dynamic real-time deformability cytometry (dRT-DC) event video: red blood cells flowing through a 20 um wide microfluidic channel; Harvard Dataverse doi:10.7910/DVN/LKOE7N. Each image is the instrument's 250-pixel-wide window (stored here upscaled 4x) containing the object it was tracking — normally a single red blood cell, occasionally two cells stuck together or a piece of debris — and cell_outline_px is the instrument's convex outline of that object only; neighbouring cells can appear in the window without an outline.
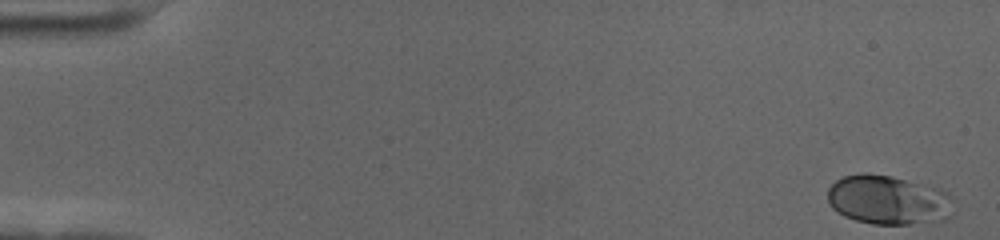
{"species": "human", "species_latin": "Homo sapiens", "temperature_condition": "cold", "stored_images_in_passage": 57, "camera_frame_rate_fps": 3000, "um_per_image_px": 0.085, "donor": {"sex": "female"}, "frame": {"image": 1, "passage_image": 1, "time_ms": 0.0, "image_size_px": [1000, 240], "cell_outline_px": [[952, 216], [944, 220], [908, 224], [872, 224], [856, 220], [844, 216], [836, 212], [832, 208], [828, 200], [828, 188], [836, 180], [844, 176], [864, 172], [892, 176], [940, 188], [948, 192], [952, 196]], "centroid_in_image_um": [75.52, 16.99], "position_along_channel_um": 9.5, "area_um2": 36.53}}
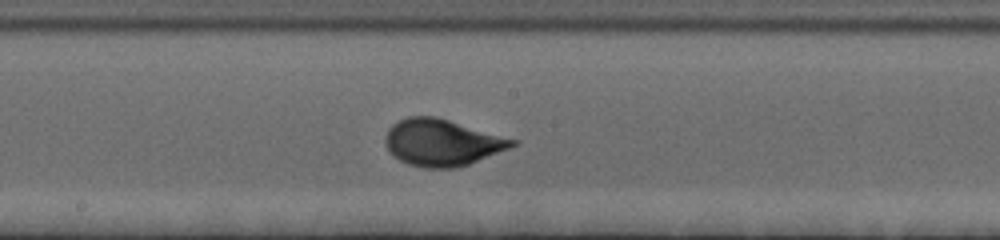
{"frame": {"image": 2, "passage_image": 31, "time_ms": 10.0, "image_size_px": [1000, 240], "cell_outline_px": [[520, 140], [516, 144], [508, 148], [468, 164], [456, 168], [424, 168], [408, 164], [400, 160], [388, 148], [384, 140], [388, 128], [392, 124], [408, 116], [436, 116]], "centroid_in_image_um": [37.58, 12.1], "position_along_channel_um": 210.6, "area_um2": 34.39}}
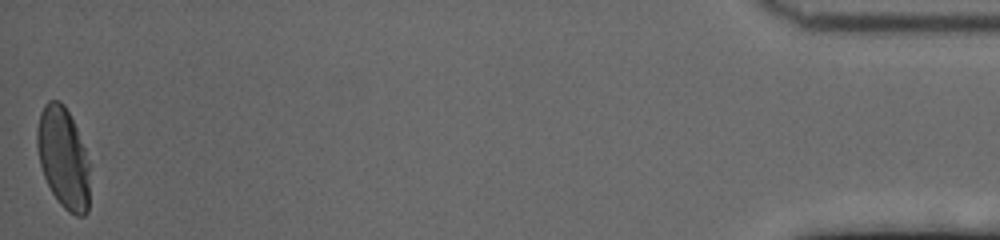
{"frame": {"image": 3, "passage_image": 57, "time_ms": 18.667, "image_size_px": [1000, 240], "cell_outline_px": [[88, 212], [84, 216], [76, 216], [68, 212], [56, 200], [44, 176], [40, 164], [36, 144], [36, 128], [40, 112], [44, 104], [48, 100], [60, 100], [64, 104], [76, 128], [84, 148], [88, 160]], "centroid_in_image_um": [5.35, 13.41], "position_along_channel_um": 429.9, "area_um2": 30.92}, "authors_computed_cell_mechanics": {"area_um2": 32.7726, "velocity_mm_per_s": 3.5224, "shape_relaxation_time_tau1_ms": 3.5127, "shape_relaxation_time_tau2_ms": null, "deformation_change_tau1": 0.1671, "deformation_change_tau2": null}}